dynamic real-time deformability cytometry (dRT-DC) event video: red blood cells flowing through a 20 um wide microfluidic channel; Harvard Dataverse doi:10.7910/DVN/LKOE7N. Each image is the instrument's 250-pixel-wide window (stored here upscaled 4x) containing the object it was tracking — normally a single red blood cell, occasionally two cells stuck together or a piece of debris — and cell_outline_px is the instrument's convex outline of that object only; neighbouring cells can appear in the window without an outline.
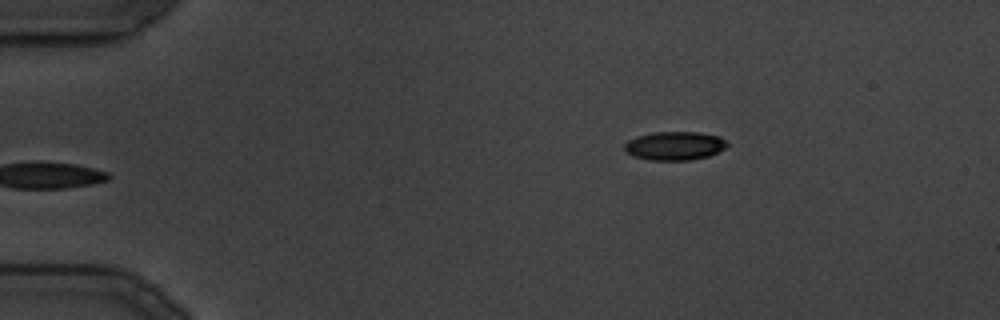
{"species": "common noctule bat (a hibernating species)", "species_latin": "Nyctalus noctula", "temperature_condition": "cold", "stored_images_in_passage": 106, "camera_frame_rate_fps": 3000, "um_per_image_px": 0.085, "animal": {"sex": "male", "body_mass_g": 19.5, "forearm_length_mm": 54.6}, "frame": {"image": 1, "passage_image": 1, "time_ms": 0.0, "image_size_px": [1000, 320], "cell_outline_px": [[728, 144], [724, 148], [708, 156], [692, 160], [648, 160], [632, 156], [624, 152], [624, 144], [628, 140], [636, 136], [652, 132], [696, 132], [720, 136]], "centroid_in_image_um": [57.28, 12.39], "position_along_channel_um": 27.7, "area_um2": 17.22}}
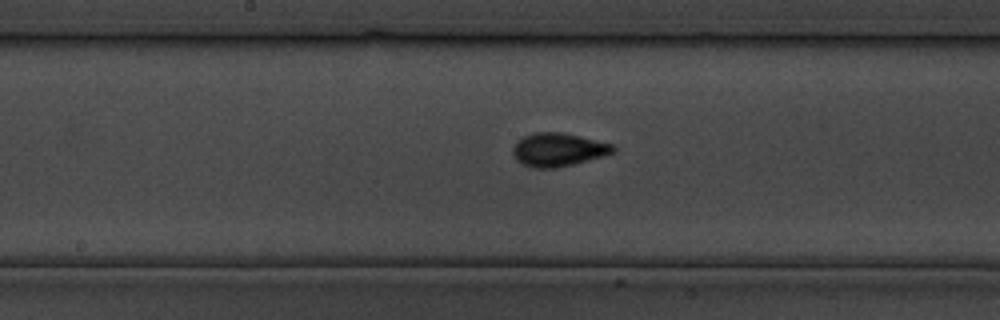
{"frame": {"image": 2, "passage_image": 46, "time_ms": 15.0, "image_size_px": [1000, 320], "cell_outline_px": [[616, 152], [604, 156], [556, 168], [532, 168], [520, 164], [516, 160], [512, 152], [512, 148], [516, 140], [520, 136], [532, 132], [564, 132], [616, 144]], "centroid_in_image_um": [47.43, 12.7], "position_along_channel_um": 200.8, "area_um2": 20.11}}
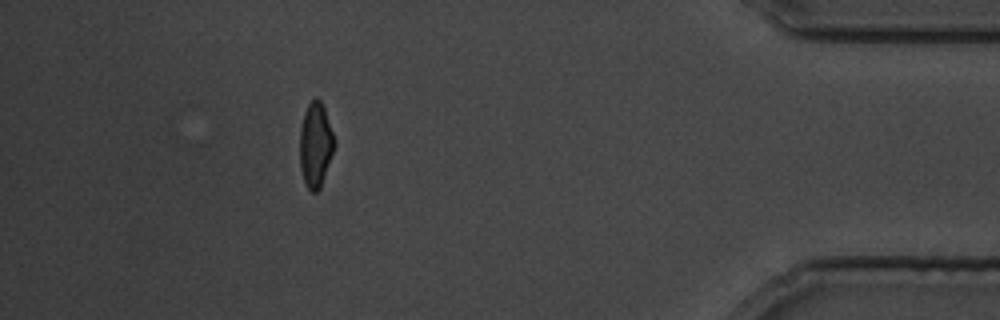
{"frame": {"image": 3, "passage_image": 93, "time_ms": 30.667, "image_size_px": [1000, 320], "cell_outline_px": [[336, 144], [320, 188], [316, 192], [312, 192], [308, 188], [304, 180], [300, 168], [300, 128], [304, 112], [308, 104], [316, 96], [320, 100], [324, 108], [336, 140]], "centroid_in_image_um": [26.83, 12.29], "position_along_channel_um": 408.4, "area_um2": 17.11}}